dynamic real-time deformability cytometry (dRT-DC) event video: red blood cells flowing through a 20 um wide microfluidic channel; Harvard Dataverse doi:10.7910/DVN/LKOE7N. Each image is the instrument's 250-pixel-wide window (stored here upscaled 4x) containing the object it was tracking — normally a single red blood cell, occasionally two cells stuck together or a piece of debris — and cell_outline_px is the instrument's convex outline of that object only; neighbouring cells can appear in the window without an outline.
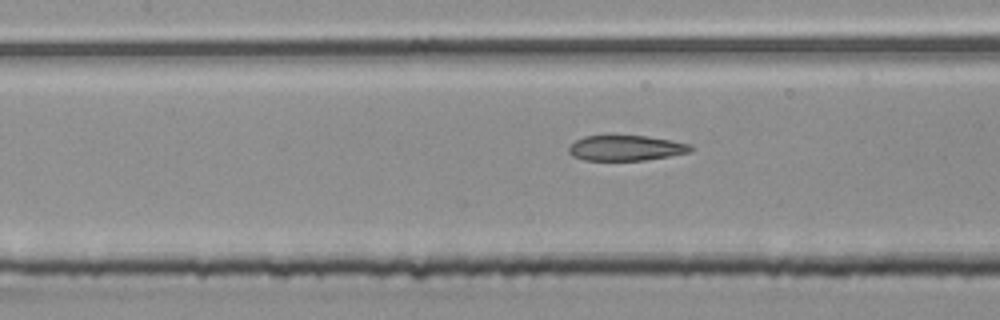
{"species": "common noctule bat (a hibernating species)", "species_latin": "Nyctalus noctula", "temperature_condition": "room temperature", "stored_images_in_passage": 54, "segment_of_instrument_passage": [2, 2], "camera_frame_rate_fps": 3000, "um_per_image_px": 0.085, "animal": {"sex": "male", "body_mass_g": 20.4}, "frame": {"image": 1, "passage_image": 24, "time_ms": 7.667, "image_size_px": [1000, 320], "cell_outline_px": [[696, 148], [692, 152], [644, 160], [584, 160], [572, 156], [568, 152], [568, 148], [576, 140], [584, 136], [648, 136], [672, 140], [692, 144]], "centroid_in_image_um": [53.26, 12.58], "position_along_channel_um": 154.1, "area_um2": 18.09}}
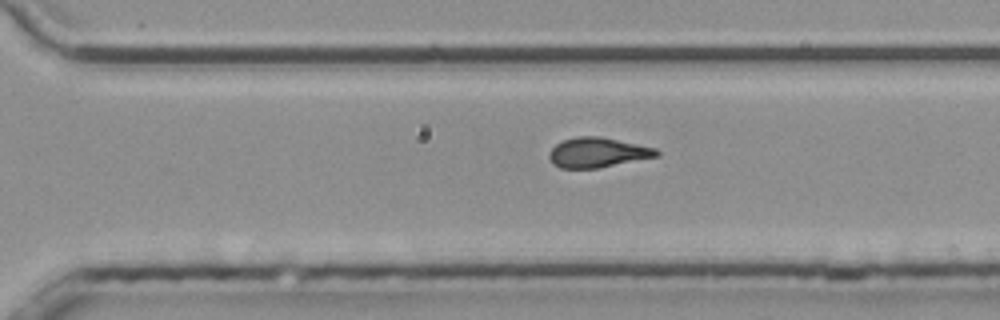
{"frame": {"image": 2, "passage_image": 37, "time_ms": 12.0, "image_size_px": [1000, 320], "cell_outline_px": [[660, 156], [596, 168], [560, 168], [552, 164], [548, 156], [552, 148], [556, 144], [564, 140], [576, 136], [600, 136], [656, 148], [660, 152]], "centroid_in_image_um": [50.8, 12.96], "position_along_channel_um": 319.8, "area_um2": 18.67}}
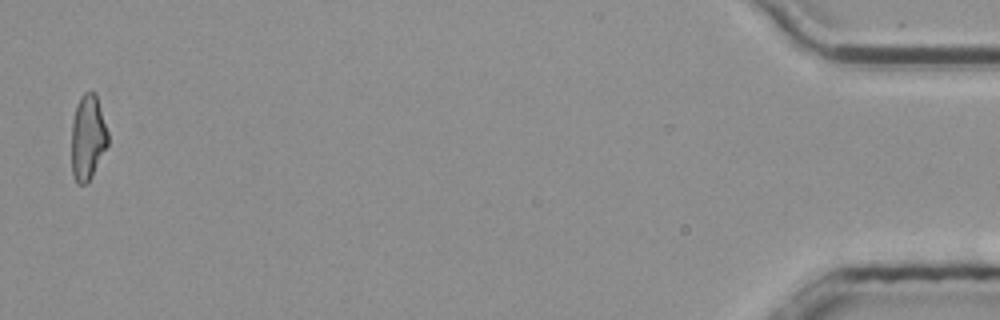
{"frame": {"image": 3, "passage_image": 53, "time_ms": 17.333, "image_size_px": [1000, 320], "cell_outline_px": [[108, 144], [92, 176], [84, 184], [76, 184], [72, 172], [72, 120], [80, 96], [84, 92], [96, 92], [108, 132]], "centroid_in_image_um": [7.46, 11.67], "position_along_channel_um": 427.7, "area_um2": 18.03}}